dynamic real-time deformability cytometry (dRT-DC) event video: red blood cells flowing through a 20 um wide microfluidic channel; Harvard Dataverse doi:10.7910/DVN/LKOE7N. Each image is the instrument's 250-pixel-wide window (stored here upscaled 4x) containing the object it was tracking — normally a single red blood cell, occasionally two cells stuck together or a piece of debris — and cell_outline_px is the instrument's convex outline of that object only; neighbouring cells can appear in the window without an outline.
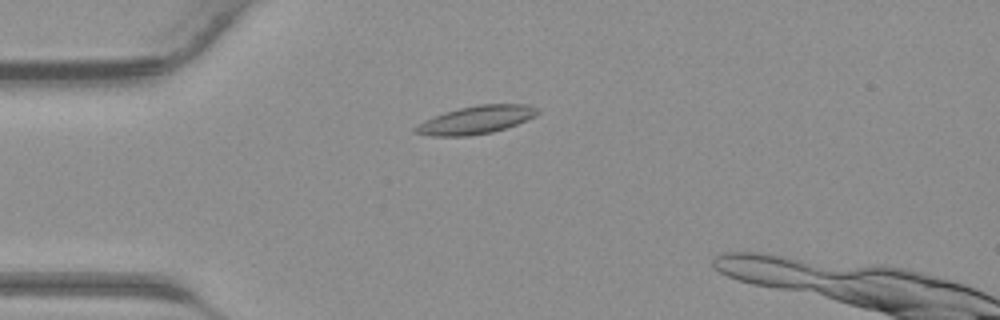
{"species": "common noctule bat (a hibernating species)", "species_latin": "Nyctalus noctula", "temperature_condition": "warm", "stored_images_in_passage": 29, "camera_frame_rate_fps": 3000, "um_per_image_px": 0.085, "animal": {"sex": "male", "body_mass_g": 23.1, "forearm_length_mm": 52.7}, "frame": {"image": 1, "passage_image": 2, "time_ms": 0.333, "image_size_px": [1000, 320], "cell_outline_px": [[540, 112], [536, 116], [516, 124], [492, 132], [468, 136], [432, 136], [416, 132], [412, 128], [424, 120], [444, 112], [476, 104], [528, 104], [540, 108]], "centroid_in_image_um": [40.49, 10.17], "position_along_channel_um": 44.5, "area_um2": 19.94}}
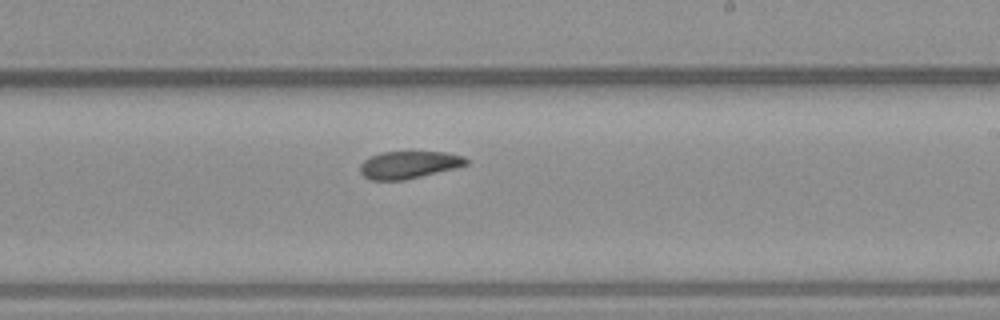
{"frame": {"image": 2, "passage_image": 16, "time_ms": 5.0, "image_size_px": [1000, 320], "cell_outline_px": [[468, 164], [456, 168], [404, 180], [368, 180], [360, 172], [360, 164], [364, 160], [380, 152], [444, 152], [464, 156], [468, 160]], "centroid_in_image_um": [34.75, 14.01], "position_along_channel_um": 254.3, "area_um2": 16.94}}
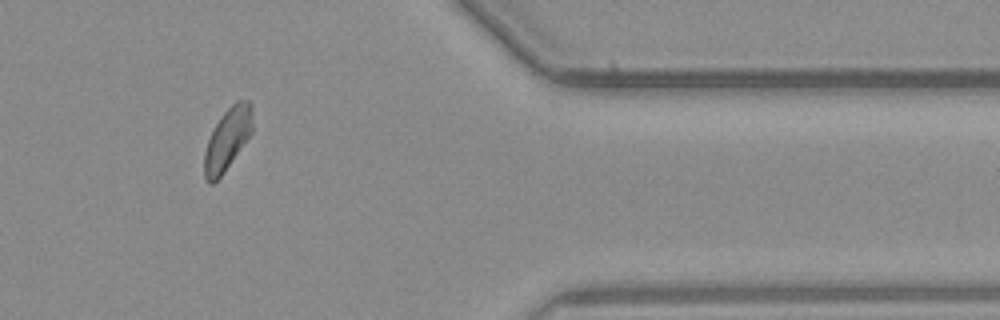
{"frame": {"image": 3, "passage_image": 26, "time_ms": 8.333, "image_size_px": [1000, 320], "cell_outline_px": [[252, 132], [224, 172], [212, 184], [208, 184], [204, 176], [204, 152], [208, 140], [220, 116], [236, 100], [248, 100], [252, 104]], "centroid_in_image_um": [19.33, 11.81], "position_along_channel_um": 392.1, "area_um2": 17.28}}